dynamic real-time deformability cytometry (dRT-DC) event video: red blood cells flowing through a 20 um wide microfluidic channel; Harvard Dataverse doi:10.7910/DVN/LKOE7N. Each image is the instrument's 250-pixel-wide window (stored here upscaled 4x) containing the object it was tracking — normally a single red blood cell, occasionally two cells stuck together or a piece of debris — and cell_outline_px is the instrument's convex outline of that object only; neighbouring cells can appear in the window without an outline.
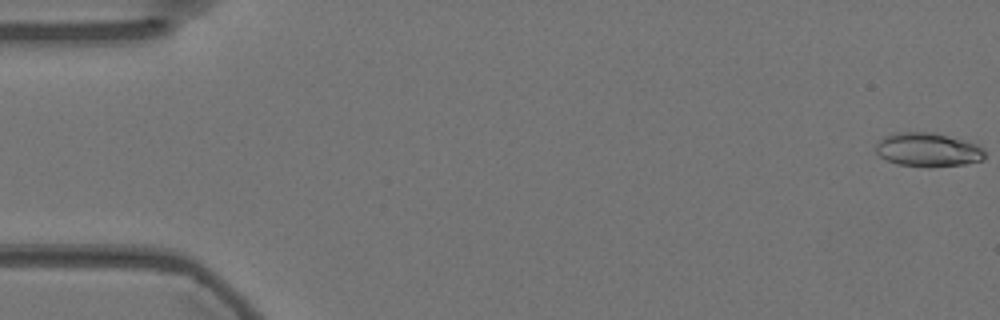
{"species": "Egyptian fruit bat (a non-hibernating species)", "species_latin": "Rousettus aegyptiacus", "temperature_condition": "warm", "stored_images_in_passage": 27, "camera_frame_rate_fps": 3000, "um_per_image_px": 0.085, "animal": {"sex": "female"}, "frame": {"image": 1, "passage_image": 1, "time_ms": 0.0, "image_size_px": [1000, 320], "cell_outline_px": [[984, 160], [964, 164], [928, 168], [896, 164], [880, 156], [876, 152], [876, 144], [884, 136], [892, 132], [932, 132], [964, 140], [976, 144], [984, 152]], "centroid_in_image_um": [78.84, 12.74], "position_along_channel_um": 6.2, "area_um2": 21.62}}
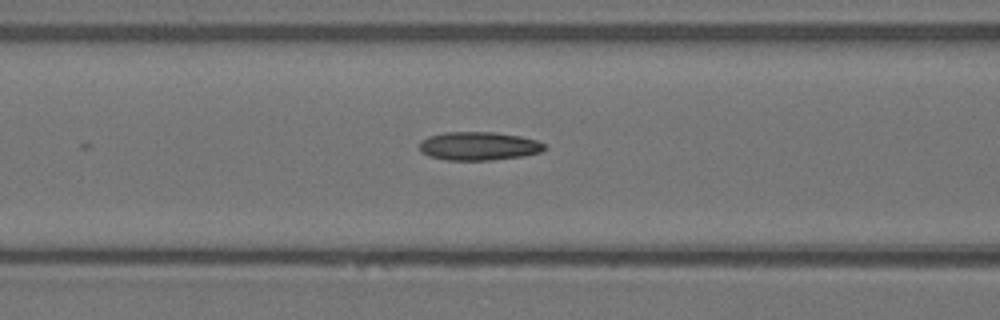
{"frame": {"image": 2, "passage_image": 23, "time_ms": 7.333, "image_size_px": [1000, 320], "cell_outline_px": [[544, 148], [540, 152], [524, 156], [492, 160], [448, 160], [428, 156], [420, 152], [420, 140], [428, 136], [444, 132], [492, 132], [520, 136], [536, 140], [544, 144]], "centroid_in_image_um": [40.64, 12.41], "position_along_channel_um": 126.0, "area_um2": 20.75}}
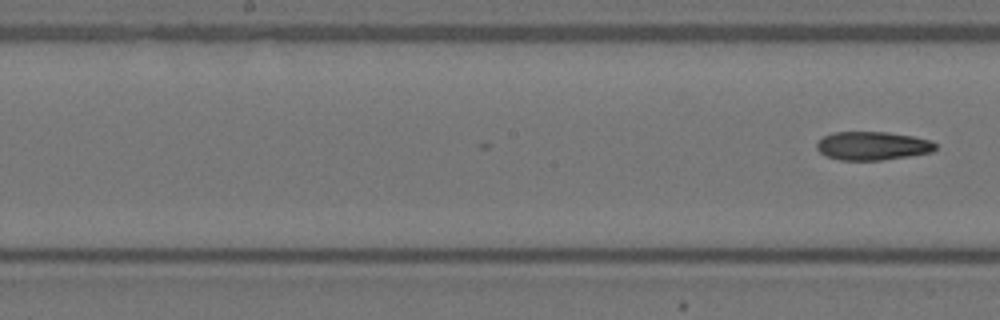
{"frame": {"image": 3, "passage_image": 27, "time_ms": 8.667, "image_size_px": [1000, 320], "cell_outline_px": [[936, 148], [932, 152], [908, 156], [880, 160], [840, 160], [828, 156], [820, 152], [816, 148], [816, 144], [824, 136], [832, 132], [888, 132], [912, 136], [932, 140], [936, 144]], "centroid_in_image_um": [74.17, 12.39], "position_along_channel_um": 174.0, "area_um2": 19.65}}